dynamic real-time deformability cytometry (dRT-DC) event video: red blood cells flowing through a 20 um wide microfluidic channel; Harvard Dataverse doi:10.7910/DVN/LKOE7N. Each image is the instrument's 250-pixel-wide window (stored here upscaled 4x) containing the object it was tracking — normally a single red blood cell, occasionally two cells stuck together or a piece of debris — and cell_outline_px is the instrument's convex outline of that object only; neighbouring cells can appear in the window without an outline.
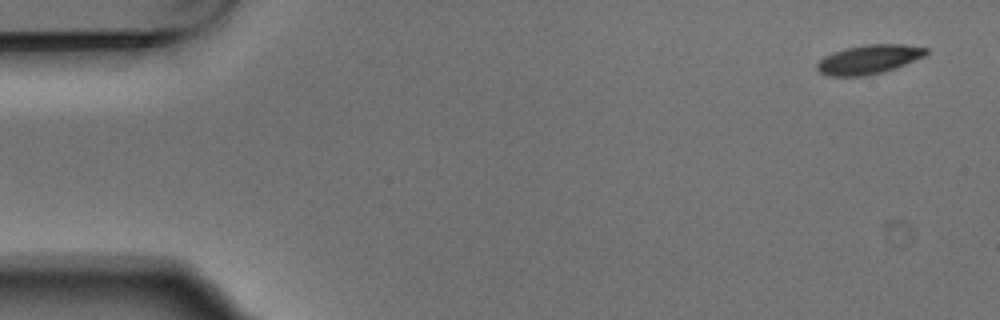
{"species": "Egyptian fruit bat (a non-hibernating species)", "species_latin": "Rousettus aegyptiacus", "temperature_condition": "warm", "stored_images_in_passage": 4, "camera_frame_rate_fps": 3000, "um_per_image_px": 0.085, "animal": {"sex": "male"}, "frame": {"image": 1, "passage_image": 1, "time_ms": 0.0, "image_size_px": [1000, 320], "cell_outline_px": [[928, 52], [924, 56], [904, 64], [880, 72], [864, 76], [828, 76], [820, 72], [816, 68], [816, 64], [824, 56], [832, 52], [844, 48], [864, 44], [904, 44], [928, 48]], "centroid_in_image_um": [73.81, 5.03], "position_along_channel_um": 11.2, "area_um2": 18.38}}
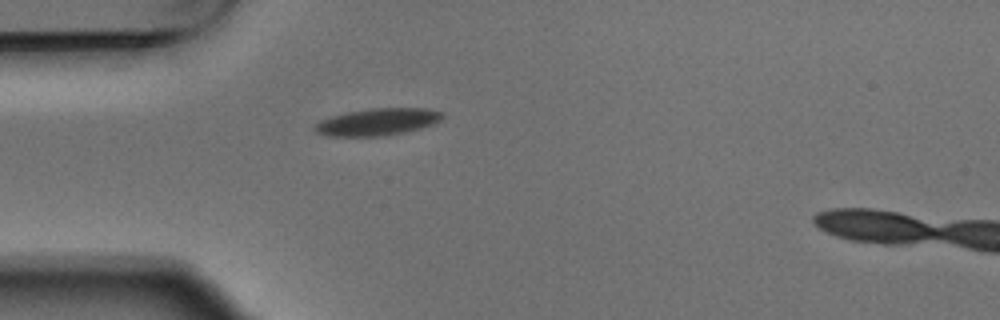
{"frame": {"image": 2, "passage_image": 4, "time_ms": 1.0, "image_size_px": [1000, 320], "cell_outline_px": [[444, 116], [440, 120], [432, 124], [420, 128], [404, 132], [384, 136], [328, 136], [316, 132], [316, 124], [320, 120], [332, 116], [348, 112], [372, 108], [428, 108], [444, 112]], "centroid_in_image_um": [32.13, 10.35], "position_along_channel_um": 52.9, "area_um2": 20.0}}